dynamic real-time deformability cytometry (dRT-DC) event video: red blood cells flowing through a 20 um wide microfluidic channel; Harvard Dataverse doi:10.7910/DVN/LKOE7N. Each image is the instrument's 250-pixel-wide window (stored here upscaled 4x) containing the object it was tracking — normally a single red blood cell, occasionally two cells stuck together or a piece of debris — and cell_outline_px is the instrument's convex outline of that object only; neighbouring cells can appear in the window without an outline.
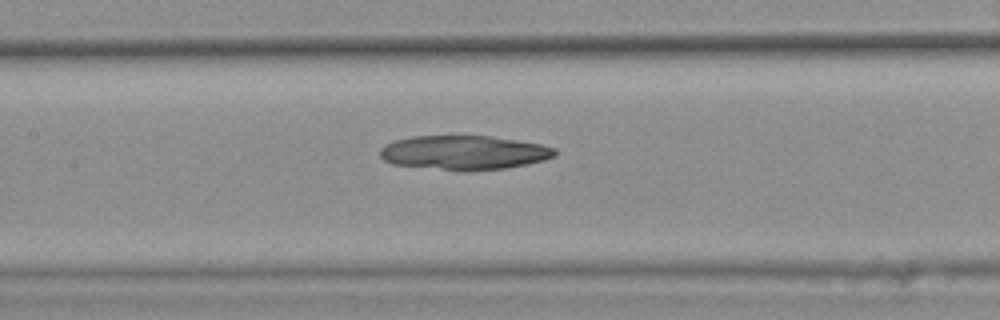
{"species": "common noctule bat (a hibernating species)", "species_latin": "Nyctalus noctula", "temperature_condition": "warm", "stored_images_in_passage": 45, "camera_frame_rate_fps": 3000, "um_per_image_px": 0.085, "animal": {"sex": "female", "body_mass_g": 25.1}, "frame": {"image": 1, "passage_image": 23, "time_ms": 7.333, "image_size_px": [1000, 320], "cell_outline_px": [[556, 156], [544, 160], [528, 164], [508, 168], [472, 172], [460, 172], [392, 164], [384, 160], [380, 156], [380, 148], [384, 144], [396, 140], [412, 136], [492, 136], [540, 144], [556, 148]], "centroid_in_image_um": [39.44, 12.99], "position_along_channel_um": 168.0, "area_um2": 35.49}}
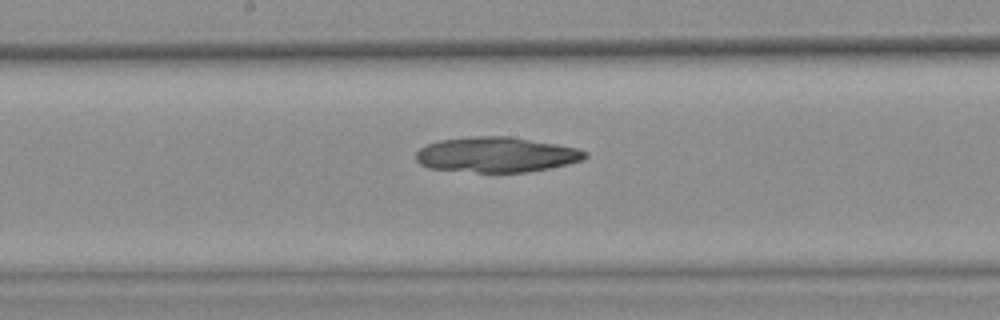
{"frame": {"image": 2, "passage_image": 26, "time_ms": 8.333, "image_size_px": [1000, 320], "cell_outline_px": [[588, 156], [584, 160], [568, 164], [548, 168], [524, 172], [476, 172], [428, 168], [420, 164], [416, 160], [416, 152], [420, 148], [428, 144], [440, 140], [476, 136], [508, 136], [556, 144], [576, 148], [588, 152]], "centroid_in_image_um": [42.19, 13.15], "position_along_channel_um": 206.0, "area_um2": 34.56}}